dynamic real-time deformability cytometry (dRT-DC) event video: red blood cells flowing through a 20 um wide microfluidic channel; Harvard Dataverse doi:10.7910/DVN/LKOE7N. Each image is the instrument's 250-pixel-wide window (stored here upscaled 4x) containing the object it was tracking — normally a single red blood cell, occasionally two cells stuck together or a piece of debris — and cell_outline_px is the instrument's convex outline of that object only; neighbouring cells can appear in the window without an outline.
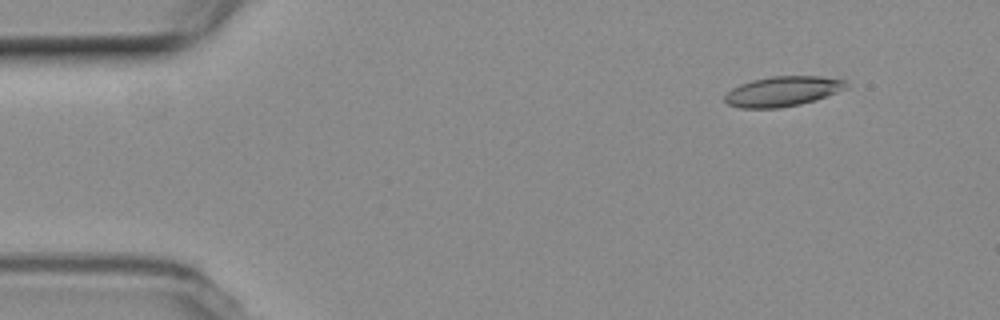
{"species": "common noctule bat (a hibernating species)", "species_latin": "Nyctalus noctula", "temperature_condition": "room temperature", "stored_images_in_passage": 5, "camera_frame_rate_fps": 3000, "um_per_image_px": 0.085, "animal": {"sex": "female", "body_mass_g": 19.3, "forearm_length_mm": 54.1}, "frame": {"image": 1, "passage_image": 2, "time_ms": 1.0, "image_size_px": [1000, 320], "cell_outline_px": [[848, 88], [816, 100], [800, 104], [780, 108], [740, 108], [728, 104], [724, 100], [724, 96], [732, 88], [740, 84], [752, 80], [772, 76], [820, 76], [848, 80]], "centroid_in_image_um": [66.56, 7.76], "position_along_channel_um": 18.4, "area_um2": 21.39}}